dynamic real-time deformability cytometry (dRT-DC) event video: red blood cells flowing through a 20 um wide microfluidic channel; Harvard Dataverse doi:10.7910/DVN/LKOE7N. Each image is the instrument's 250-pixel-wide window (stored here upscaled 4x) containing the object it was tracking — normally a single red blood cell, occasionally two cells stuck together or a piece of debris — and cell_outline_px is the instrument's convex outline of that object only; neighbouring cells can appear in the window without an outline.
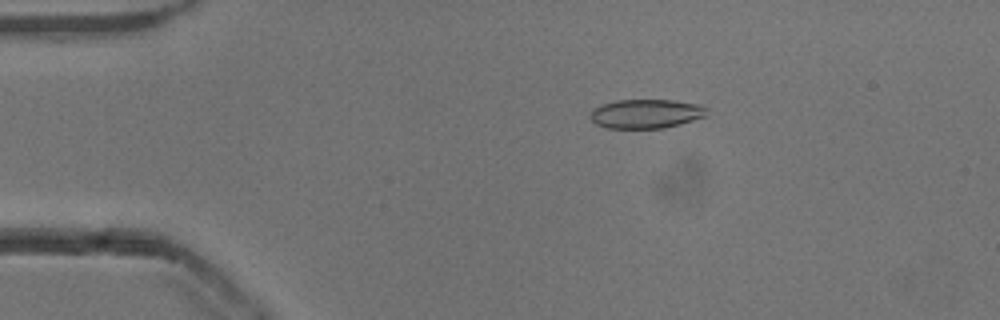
{"species": "common noctule bat (a hibernating species)", "species_latin": "Nyctalus noctula", "temperature_condition": "cold", "stored_images_in_passage": 46, "camera_frame_rate_fps": 3000, "um_per_image_px": 0.085, "animal": {"sex": "male", "body_mass_g": 13.3}, "frame": {"image": 1, "passage_image": 3, "time_ms": 0.667, "image_size_px": [1000, 320], "cell_outline_px": [[708, 116], [680, 124], [664, 128], [604, 128], [596, 124], [588, 116], [592, 108], [600, 104], [616, 100], [672, 100], [704, 104], [708, 108]], "centroid_in_image_um": [54.93, 9.66], "position_along_channel_um": 30.1, "area_um2": 20.29}}
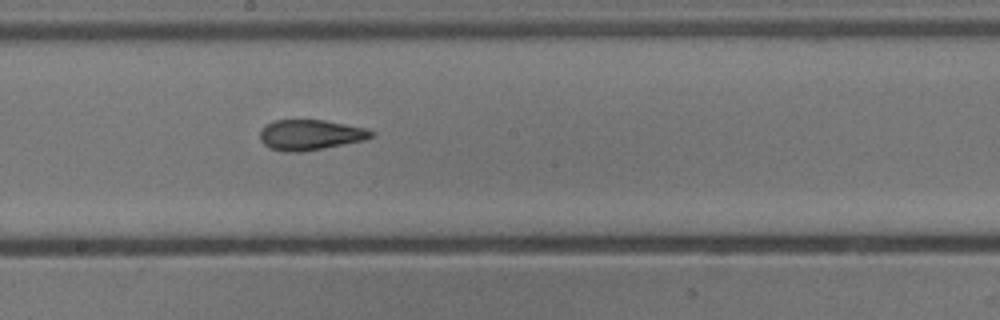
{"frame": {"image": 2, "passage_image": 22, "time_ms": 7.0, "image_size_px": [1000, 320], "cell_outline_px": [[376, 132], [372, 136], [364, 140], [300, 152], [288, 152], [268, 148], [260, 140], [260, 132], [268, 124], [276, 120], [324, 120], [368, 128]], "centroid_in_image_um": [26.39, 11.46], "position_along_channel_um": 221.8, "area_um2": 19.54}}
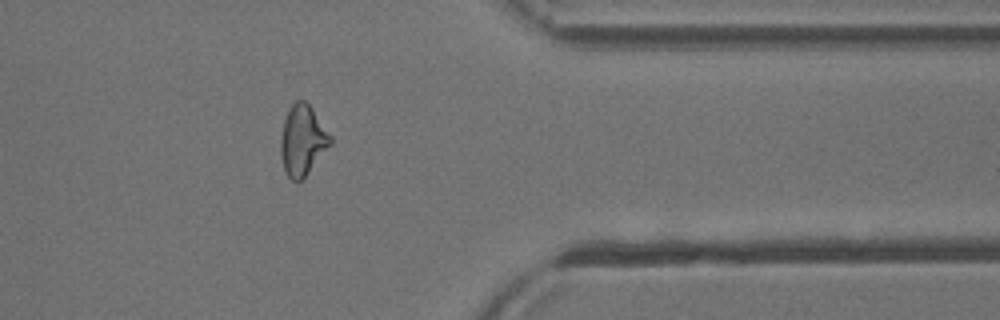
{"frame": {"image": 3, "passage_image": 36, "time_ms": 11.667, "image_size_px": [1000, 320], "cell_outline_px": [[332, 144], [304, 176], [296, 184], [288, 176], [284, 168], [280, 152], [280, 140], [284, 120], [288, 108], [296, 100], [304, 100], [312, 108], [332, 136]], "centroid_in_image_um": [25.71, 11.91], "position_along_channel_um": 385.7, "area_um2": 20.29}, "authors_computed_cell_mechanics": {"area_um2": 20.2011, "velocity_mm_per_s": 3.8465, "shape_relaxation_time_tau1_ms": null, "shape_relaxation_time_tau2_ms": 2.1939, "deformation_change_tau1": null, "deformation_change_tau2": 0.09}}